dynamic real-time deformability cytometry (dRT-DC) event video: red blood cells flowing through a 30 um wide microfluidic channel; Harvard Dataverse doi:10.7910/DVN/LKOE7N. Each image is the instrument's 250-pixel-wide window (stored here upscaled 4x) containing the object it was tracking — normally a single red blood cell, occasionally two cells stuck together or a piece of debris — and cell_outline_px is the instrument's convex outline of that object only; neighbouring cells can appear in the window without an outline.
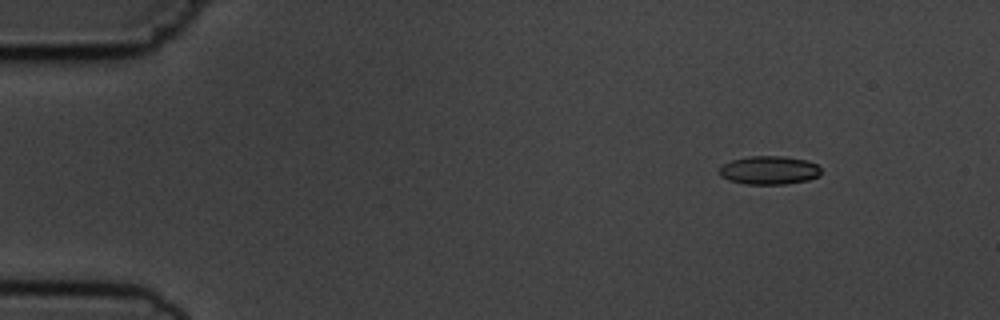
{"species": "common noctule bat (a hibernating species)", "species_latin": "Nyctalus noctula", "temperature_condition": "cold", "stored_images_in_passage": 3, "camera_frame_rate_fps": 3000, "um_per_image_px": 0.085, "animal": {"sex": "male", "body_mass_g": 19.5, "forearm_length_mm": 54.6}, "frame": {"image": 1, "passage_image": 1, "time_ms": 0.0, "image_size_px": [1000, 320], "cell_outline_px": [[820, 176], [808, 180], [784, 184], [744, 184], [728, 180], [720, 176], [720, 164], [732, 160], [748, 156], [784, 156], [808, 160], [816, 164], [820, 168]], "centroid_in_image_um": [65.36, 14.46], "position_along_channel_um": 19.6, "area_um2": 17.05}}
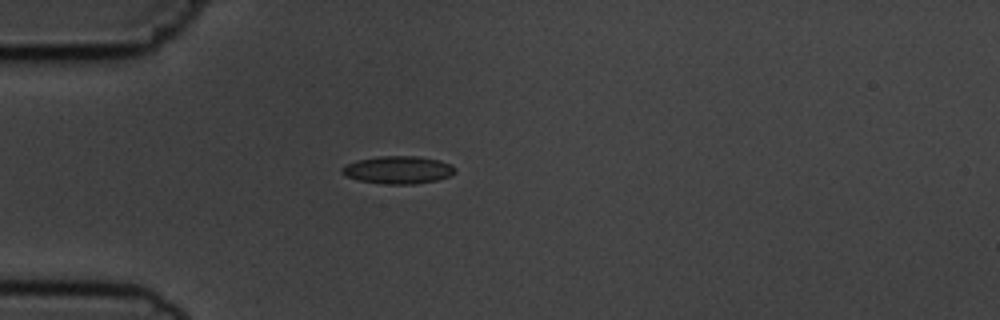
{"frame": {"image": 2, "passage_image": 3, "time_ms": 3.0, "image_size_px": [1000, 320], "cell_outline_px": [[456, 172], [452, 176], [436, 180], [412, 184], [380, 184], [356, 180], [344, 176], [340, 172], [340, 168], [344, 164], [356, 160], [380, 156], [420, 156], [440, 160], [452, 164], [456, 168]], "centroid_in_image_um": [33.81, 14.44], "position_along_channel_um": 51.2, "area_um2": 18.73}}